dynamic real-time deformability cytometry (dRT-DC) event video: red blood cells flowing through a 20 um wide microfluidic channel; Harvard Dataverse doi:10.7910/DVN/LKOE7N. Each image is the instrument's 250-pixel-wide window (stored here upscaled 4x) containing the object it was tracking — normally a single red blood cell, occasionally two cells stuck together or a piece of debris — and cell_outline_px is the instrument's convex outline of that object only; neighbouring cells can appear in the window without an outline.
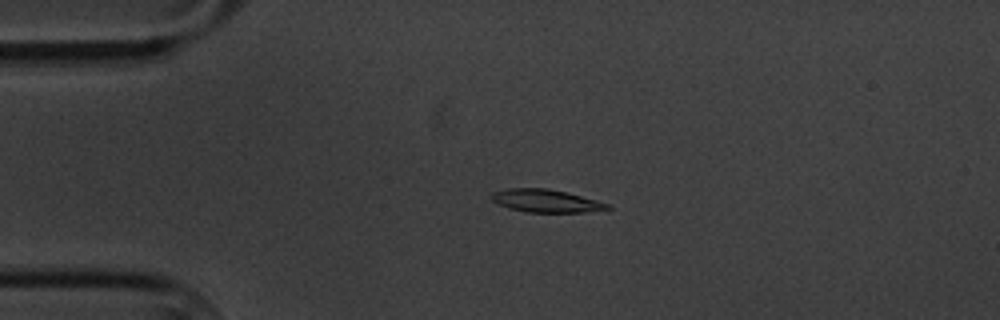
{"species": "common noctule bat (a hibernating species)", "species_latin": "Nyctalus noctula", "temperature_condition": "cold", "stored_images_in_passage": 50, "camera_frame_rate_fps": 3000, "um_per_image_px": 0.085, "animal": {"sex": "male", "body_mass_g": 20.1, "forearm_length_mm": 53.5}, "frame": {"image": 1, "passage_image": 4, "time_ms": 1.0, "image_size_px": [1000, 320], "cell_outline_px": [[612, 208], [584, 212], [524, 212], [508, 208], [492, 200], [488, 196], [492, 192], [508, 188], [548, 188], [568, 192], [612, 204]], "centroid_in_image_um": [46.41, 17.06], "position_along_channel_um": 38.6, "area_um2": 15.66}}
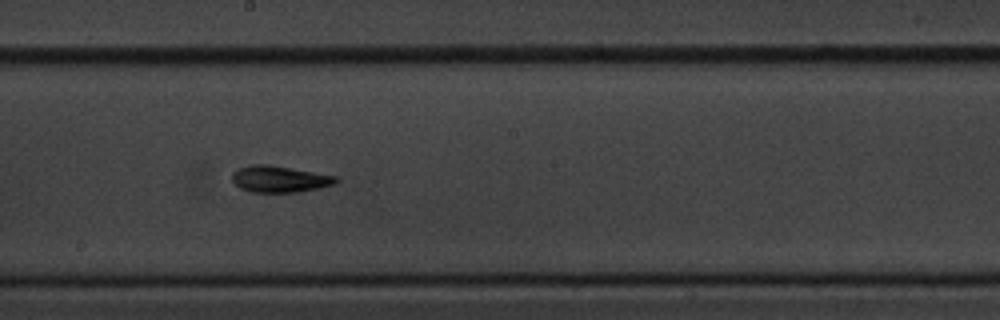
{"frame": {"image": 2, "passage_image": 23, "time_ms": 7.333, "image_size_px": [1000, 320], "cell_outline_px": [[340, 180], [332, 184], [320, 188], [300, 192], [252, 192], [240, 188], [232, 180], [232, 172], [240, 168], [252, 164], [268, 164], [336, 176]], "centroid_in_image_um": [23.75, 15.22], "position_along_channel_um": 224.4, "area_um2": 15.95}}
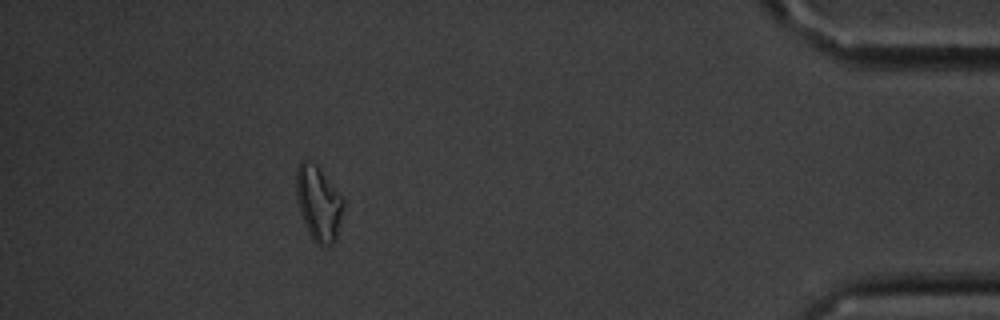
{"frame": {"image": 3, "passage_image": 44, "time_ms": 14.333, "image_size_px": [1000, 320], "cell_outline_px": [[344, 208], [336, 236], [332, 244], [324, 248], [316, 244], [312, 240], [308, 232], [300, 212], [296, 196], [296, 168], [300, 160], [308, 160], [316, 164], [320, 168], [344, 200]], "centroid_in_image_um": [27.06, 17.28], "position_along_channel_um": 408.1, "area_um2": 20.69}, "authors_computed_cell_mechanics": {"area_um2": 15.895, "velocity_mm_per_s": 3.3807, "shape_relaxation_time_tau1_ms": 3.0105, "shape_relaxation_time_tau2_ms": 8.7935, "deformation_change_tau1": 0.0948, "deformation_change_tau2": 0.1585}}